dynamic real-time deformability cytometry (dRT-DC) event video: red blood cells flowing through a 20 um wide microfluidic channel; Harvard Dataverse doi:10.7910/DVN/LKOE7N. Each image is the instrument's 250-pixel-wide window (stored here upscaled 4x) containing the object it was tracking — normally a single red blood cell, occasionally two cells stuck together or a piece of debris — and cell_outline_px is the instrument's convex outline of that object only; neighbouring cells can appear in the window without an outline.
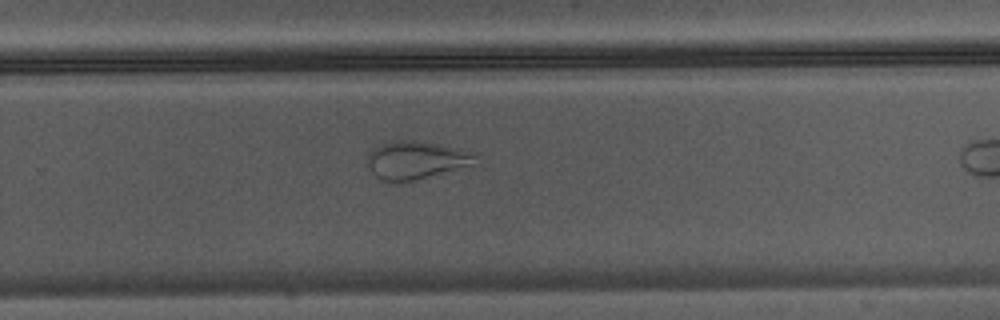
{"species": "Egyptian fruit bat (a non-hibernating species)", "species_latin": "Rousettus aegyptiacus", "temperature_condition": "warm", "stored_images_in_passage": 22, "camera_frame_rate_fps": 3000, "um_per_image_px": 0.085, "animal": {"sex": "male"}, "frame": {"image": 1, "passage_image": 16, "time_ms": 5.0, "image_size_px": [1000, 320], "cell_outline_px": [[480, 156], [468, 164], [456, 168], [412, 180], [380, 180], [372, 172], [368, 164], [368, 156], [376, 148], [384, 144], [400, 140], [412, 140], [440, 144], [456, 148]], "centroid_in_image_um": [35.32, 13.58], "position_along_channel_um": 294.5, "area_um2": 22.48}}